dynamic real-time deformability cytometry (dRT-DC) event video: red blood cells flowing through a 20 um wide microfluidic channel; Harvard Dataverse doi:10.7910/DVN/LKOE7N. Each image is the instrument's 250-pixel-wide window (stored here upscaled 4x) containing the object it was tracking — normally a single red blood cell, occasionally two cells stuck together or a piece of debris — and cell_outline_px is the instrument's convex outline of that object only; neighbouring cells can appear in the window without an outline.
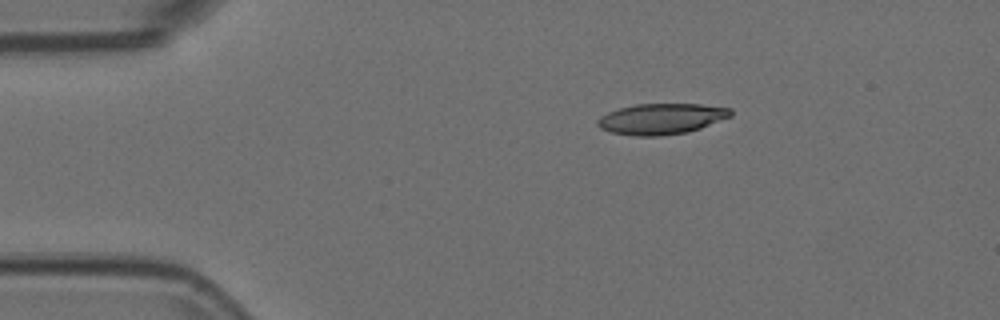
{"species": "Egyptian fruit bat (a non-hibernating species)", "species_latin": "Rousettus aegyptiacus", "temperature_condition": "room temperature", "stored_images_in_passage": 46, "camera_frame_rate_fps": 3000, "um_per_image_px": 0.085, "animal": {"sex": "female"}, "frame": {"image": 1, "passage_image": 1, "time_ms": 0.0, "image_size_px": [1000, 320], "cell_outline_px": [[732, 116], [700, 128], [688, 132], [660, 136], [632, 136], [612, 132], [600, 128], [596, 124], [596, 120], [600, 116], [608, 112], [620, 108], [636, 104], [700, 104], [732, 108]], "centroid_in_image_um": [56.21, 10.1], "position_along_channel_um": 28.8, "area_um2": 23.99}}
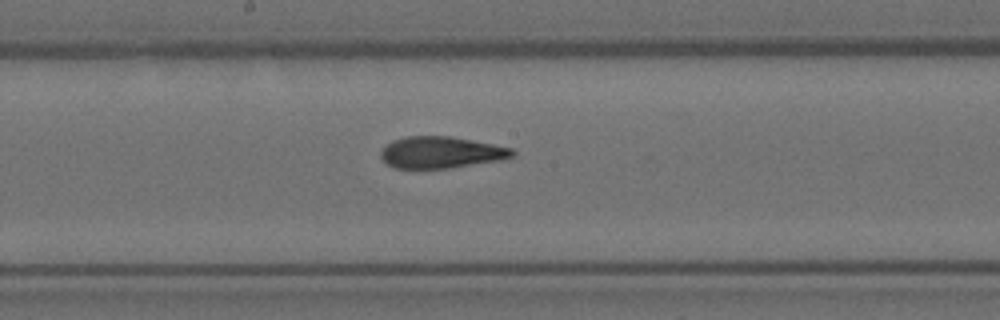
{"frame": {"image": 2, "passage_image": 20, "time_ms": 6.333, "image_size_px": [1000, 320], "cell_outline_px": [[516, 156], [500, 160], [448, 168], [396, 168], [388, 164], [380, 156], [380, 152], [392, 140], [404, 136], [452, 136], [512, 148], [516, 152]], "centroid_in_image_um": [37.51, 12.94], "position_along_channel_um": 210.7, "area_um2": 24.16}}
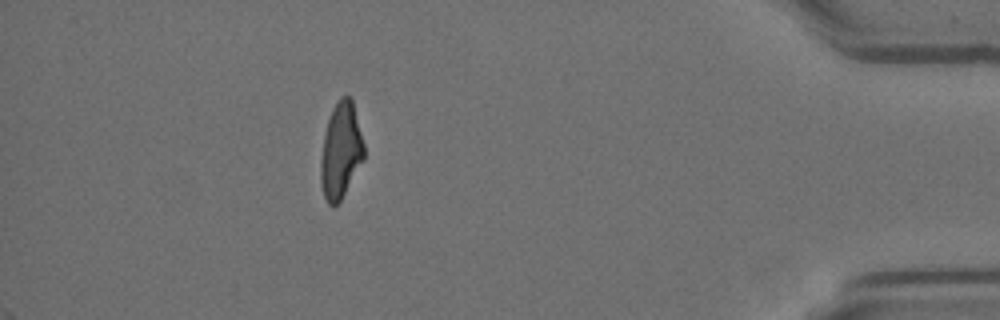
{"frame": {"image": 3, "passage_image": 40, "time_ms": 13.0, "image_size_px": [1000, 320], "cell_outline_px": [[364, 160], [340, 200], [332, 208], [328, 204], [324, 196], [320, 180], [320, 160], [324, 132], [332, 108], [340, 96], [348, 96], [352, 100], [364, 144]], "centroid_in_image_um": [28.95, 12.81], "position_along_channel_um": 406.2, "area_um2": 24.16}, "authors_computed_cell_mechanics": {"area_um2": 24.7095, "velocity_mm_per_s": 3.725, "shape_relaxation_time_tau1_ms": 11.0898, "shape_relaxation_time_tau2_ms": 2.0357, "deformation_change_tau1": 0.3065, "deformation_change_tau2": 0.1131}}